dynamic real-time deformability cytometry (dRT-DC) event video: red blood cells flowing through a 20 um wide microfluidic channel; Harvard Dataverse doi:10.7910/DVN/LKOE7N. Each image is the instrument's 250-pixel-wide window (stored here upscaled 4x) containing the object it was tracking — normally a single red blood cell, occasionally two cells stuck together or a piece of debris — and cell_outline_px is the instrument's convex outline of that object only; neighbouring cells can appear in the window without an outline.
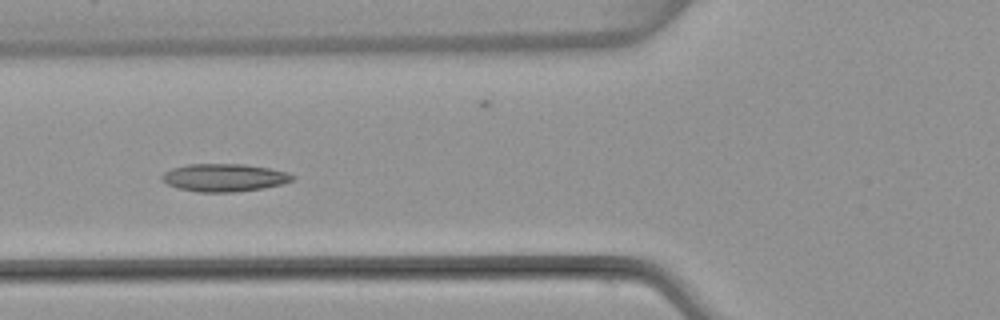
{"species": "common noctule bat (a hibernating species)", "species_latin": "Nyctalus noctula", "temperature_condition": "warm", "stored_images_in_passage": 10, "camera_frame_rate_fps": 3000, "um_per_image_px": 0.085, "animal": {"sex": "female", "body_mass_g": 22.7, "forearm_length_mm": 54.2}, "frame": {"image": 1, "passage_image": 6, "time_ms": 6.333, "image_size_px": [1000, 320], "cell_outline_px": [[296, 176], [292, 180], [280, 184], [260, 188], [236, 192], [196, 192], [176, 188], [160, 180], [160, 176], [164, 172], [172, 168], [188, 164], [244, 164], [268, 168], [288, 172]], "centroid_in_image_um": [19.0, 15.1], "position_along_channel_um": 106.8, "area_um2": 21.15}}
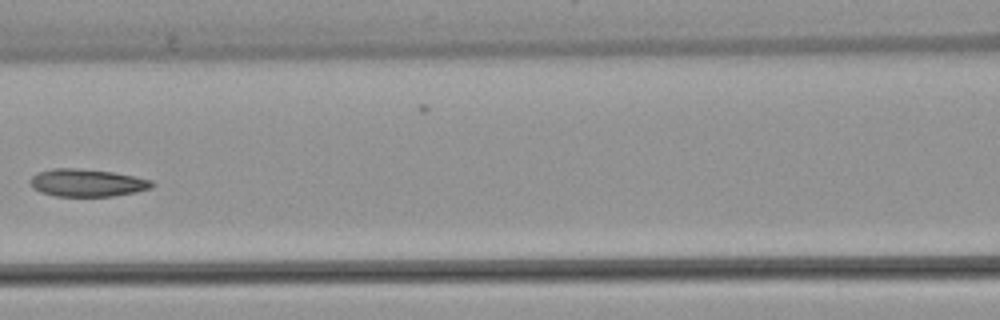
{"frame": {"image": 2, "passage_image": 7, "time_ms": 7.667, "image_size_px": [1000, 320], "cell_outline_px": [[156, 184], [152, 188], [136, 192], [112, 196], [56, 196], [40, 192], [32, 188], [28, 180], [36, 172], [52, 168], [76, 168], [112, 172], [152, 180]], "centroid_in_image_um": [7.37, 15.54], "position_along_channel_um": 159.2, "area_um2": 19.71}}
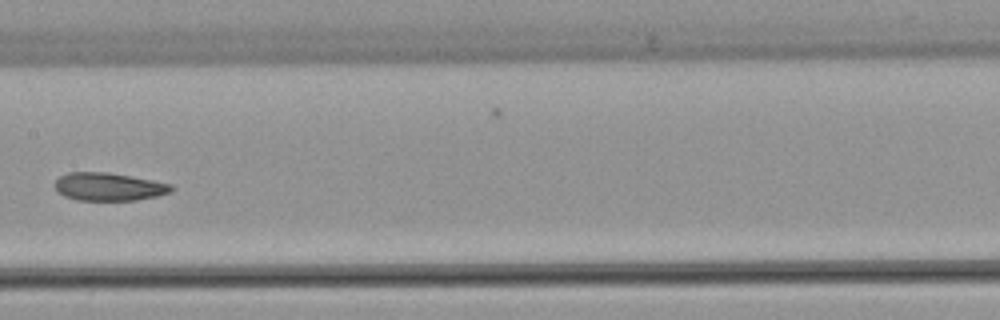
{"frame": {"image": 3, "passage_image": 8, "time_ms": 8.667, "image_size_px": [1000, 320], "cell_outline_px": [[176, 188], [172, 192], [156, 196], [136, 200], [76, 200], [64, 196], [52, 184], [60, 176], [68, 172], [108, 172], [152, 180], [172, 184]], "centroid_in_image_um": [9.26, 15.87], "position_along_channel_um": 198.1, "area_um2": 19.07}}